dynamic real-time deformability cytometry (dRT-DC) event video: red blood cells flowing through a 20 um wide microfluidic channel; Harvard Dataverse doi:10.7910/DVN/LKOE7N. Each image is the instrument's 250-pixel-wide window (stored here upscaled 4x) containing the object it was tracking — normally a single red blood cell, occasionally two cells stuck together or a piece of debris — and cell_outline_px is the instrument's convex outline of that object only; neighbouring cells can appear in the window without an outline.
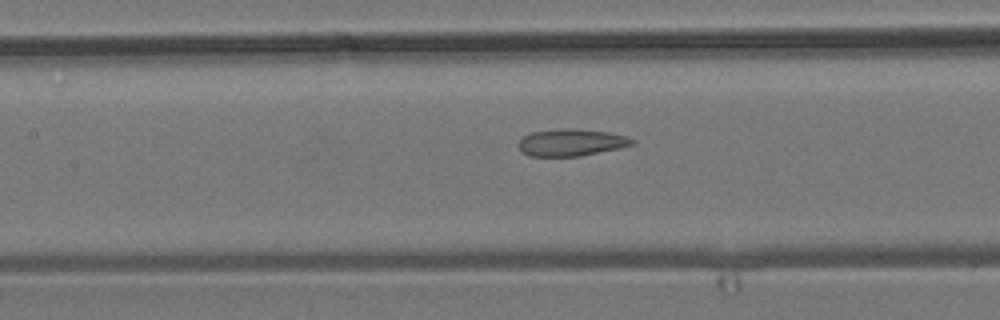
{"species": "common noctule bat (a hibernating species)", "species_latin": "Nyctalus noctula", "temperature_condition": "room temperature", "stored_images_in_passage": 6, "camera_frame_rate_fps": 3000, "um_per_image_px": 0.085, "animal": {"sex": "male", "body_mass_g": 19.2, "forearm_length_mm": 51.8}, "frame": {"image": 1, "passage_image": 6, "time_ms": 7.333, "image_size_px": [1000, 320], "cell_outline_px": [[636, 140], [632, 144], [620, 148], [580, 156], [528, 156], [520, 148], [520, 140], [524, 136], [532, 132], [560, 128], [576, 128], [608, 132], [624, 136]], "centroid_in_image_um": [48.57, 12.1], "position_along_channel_um": 158.8, "area_um2": 17.74}}